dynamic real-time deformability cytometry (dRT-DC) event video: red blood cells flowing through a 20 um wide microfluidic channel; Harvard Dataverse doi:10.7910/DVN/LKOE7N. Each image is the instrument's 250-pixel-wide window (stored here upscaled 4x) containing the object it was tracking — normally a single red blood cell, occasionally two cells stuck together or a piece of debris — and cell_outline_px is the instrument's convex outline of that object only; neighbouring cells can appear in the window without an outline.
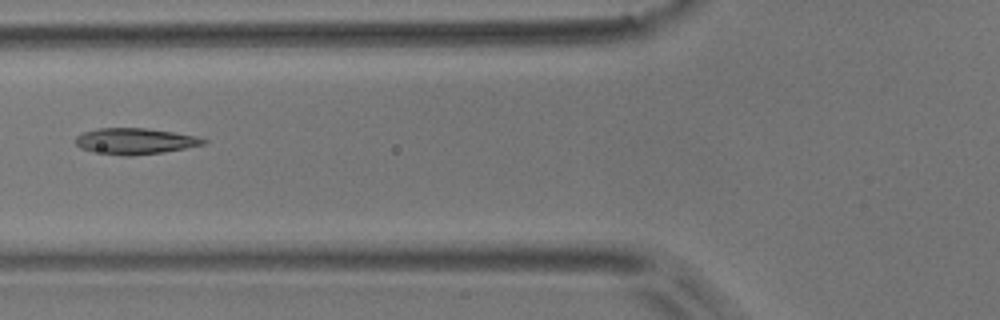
{"species": "common noctule bat (a hibernating species)", "species_latin": "Nyctalus noctula", "temperature_condition": "room temperature", "stored_images_in_passage": 3, "camera_frame_rate_fps": 3000, "um_per_image_px": 0.085, "animal": {"sex": "male", "body_mass_g": 17.9}, "frame": {"image": 1, "passage_image": 3, "time_ms": 0.667, "image_size_px": [1000, 320], "cell_outline_px": [[208, 140], [204, 144], [164, 152], [132, 156], [124, 156], [92, 152], [80, 148], [76, 144], [76, 136], [84, 132], [96, 128], [144, 128], [172, 132], [196, 136]], "centroid_in_image_um": [11.44, 12.0], "position_along_channel_um": 114.4, "area_um2": 19.42}}